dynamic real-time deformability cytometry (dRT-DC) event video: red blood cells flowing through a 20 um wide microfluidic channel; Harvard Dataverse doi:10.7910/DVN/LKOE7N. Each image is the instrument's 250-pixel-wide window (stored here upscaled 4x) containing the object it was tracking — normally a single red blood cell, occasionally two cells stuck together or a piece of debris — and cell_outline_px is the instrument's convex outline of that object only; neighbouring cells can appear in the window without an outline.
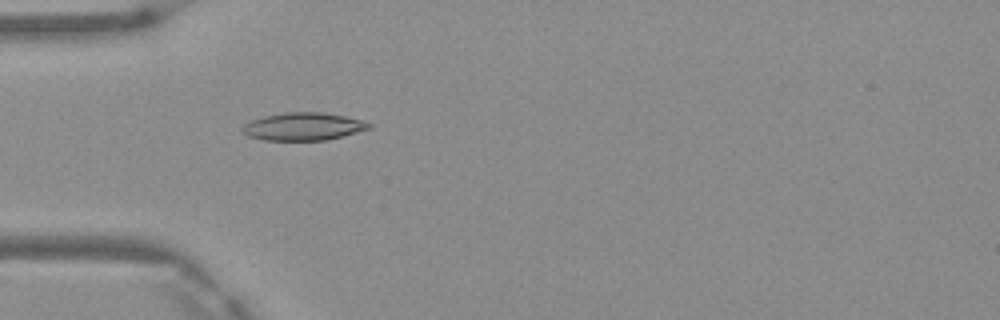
{"species": "Egyptian fruit bat (a non-hibernating species)", "species_latin": "Rousettus aegyptiacus", "temperature_condition": "warm", "stored_images_in_passage": 2, "camera_frame_rate_fps": 3000, "um_per_image_px": 0.085, "frame": {"image": 1, "passage_image": 2, "time_ms": 0.333, "image_size_px": [1000, 320], "cell_outline_px": [[372, 128], [324, 140], [264, 140], [248, 136], [240, 128], [244, 124], [252, 120], [264, 116], [284, 112], [320, 112], [344, 116], [364, 120], [372, 124]], "centroid_in_image_um": [25.77, 10.74], "position_along_channel_um": 59.2, "area_um2": 20.35}}